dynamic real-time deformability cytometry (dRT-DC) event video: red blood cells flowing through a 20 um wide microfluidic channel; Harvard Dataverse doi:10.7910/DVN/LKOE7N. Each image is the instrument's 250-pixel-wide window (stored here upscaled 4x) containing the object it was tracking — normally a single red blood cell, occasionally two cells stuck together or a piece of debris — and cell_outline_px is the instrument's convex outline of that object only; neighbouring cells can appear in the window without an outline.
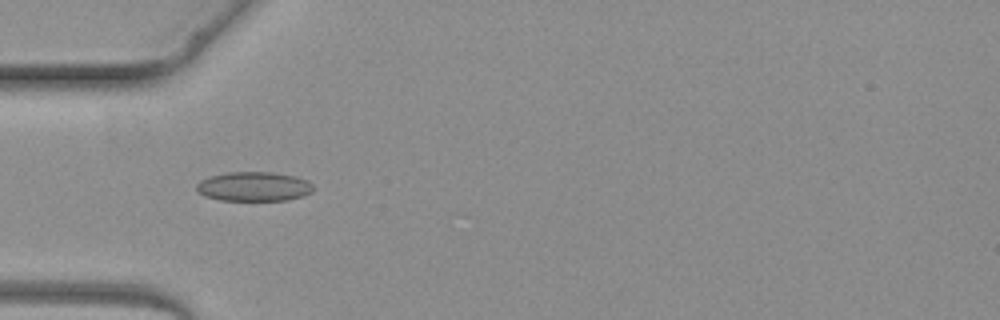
{"species": "common noctule bat (a hibernating species)", "species_latin": "Nyctalus noctula", "temperature_condition": "warm", "stored_images_in_passage": 4, "camera_frame_rate_fps": 3000, "um_per_image_px": 0.085, "animal": {"sex": "female", "body_mass_g": 19.3, "forearm_length_mm": 54.1}, "frame": {"image": 1, "passage_image": 3, "time_ms": 2.667, "image_size_px": [1000, 320], "cell_outline_px": [[316, 188], [312, 192], [288, 200], [220, 200], [204, 196], [196, 188], [196, 184], [200, 180], [212, 176], [228, 172], [272, 172], [296, 176], [308, 180]], "centroid_in_image_um": [21.61, 15.85], "position_along_channel_um": 63.4, "area_um2": 20.0}}
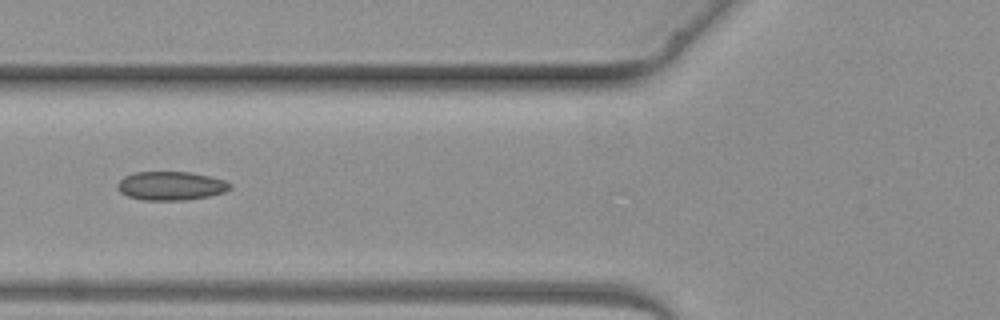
{"frame": {"image": 2, "passage_image": 4, "time_ms": 3.667, "image_size_px": [1000, 320], "cell_outline_px": [[232, 188], [224, 192], [208, 196], [184, 200], [144, 200], [128, 196], [120, 192], [116, 188], [116, 184], [124, 176], [136, 172], [188, 172], [208, 176], [224, 180], [232, 184]], "centroid_in_image_um": [14.51, 15.79], "position_along_channel_um": 111.3, "area_um2": 18.79}}